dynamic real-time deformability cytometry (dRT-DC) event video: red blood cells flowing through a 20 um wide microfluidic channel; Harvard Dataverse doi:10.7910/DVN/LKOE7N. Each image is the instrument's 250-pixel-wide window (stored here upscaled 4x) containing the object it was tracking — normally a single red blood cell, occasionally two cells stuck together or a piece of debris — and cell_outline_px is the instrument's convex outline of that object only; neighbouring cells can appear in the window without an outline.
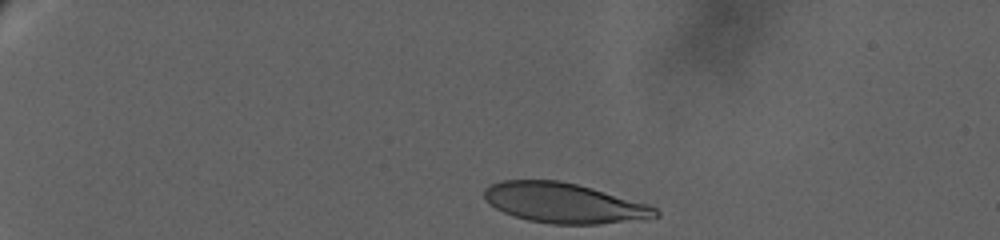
{"species": "human", "species_latin": "Homo sapiens", "temperature_condition": "warm", "stored_images_in_passage": 42, "camera_frame_rate_fps": 3000, "um_per_image_px": 0.085, "donor": {"sex": "female"}, "frame": {"image": 1, "passage_image": 1, "time_ms": 0.0, "image_size_px": [1000, 240], "cell_outline_px": [[660, 216], [648, 220], [600, 224], [552, 224], [528, 220], [504, 212], [488, 204], [484, 200], [484, 188], [488, 184], [500, 180], [560, 180], [592, 188], [648, 204], [656, 208], [660, 212]], "centroid_in_image_um": [47.97, 17.26], "position_along_channel_um": 37.0, "area_um2": 40.4}}
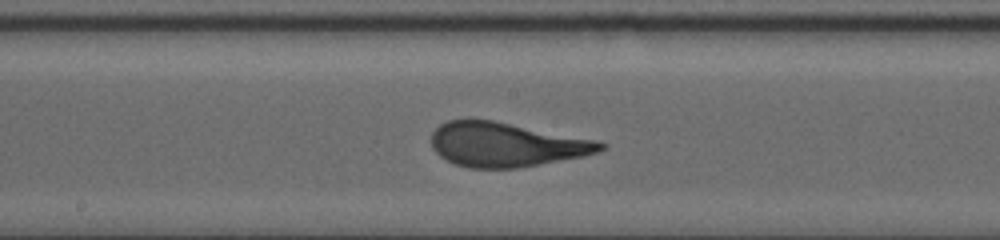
{"frame": {"image": 2, "passage_image": 23, "time_ms": 9.667, "image_size_px": [1000, 240], "cell_outline_px": [[608, 144], [604, 148], [596, 152], [584, 156], [520, 168], [468, 168], [456, 164], [440, 156], [432, 148], [432, 132], [440, 124], [448, 120], [492, 120], [600, 140]], "centroid_in_image_um": [43.06, 12.29], "position_along_channel_um": 205.1, "area_um2": 43.7}}
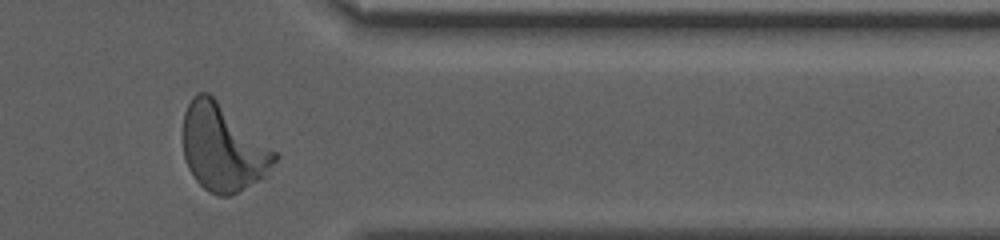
{"frame": {"image": 3, "passage_image": 39, "time_ms": 16.667, "image_size_px": [1000, 240], "cell_outline_px": [[280, 156], [268, 176], [228, 196], [216, 196], [208, 192], [196, 180], [188, 168], [184, 156], [184, 112], [192, 96], [200, 92], [208, 92], [276, 152]], "centroid_in_image_um": [18.96, 12.59], "position_along_channel_um": 392.4, "area_um2": 46.07}}